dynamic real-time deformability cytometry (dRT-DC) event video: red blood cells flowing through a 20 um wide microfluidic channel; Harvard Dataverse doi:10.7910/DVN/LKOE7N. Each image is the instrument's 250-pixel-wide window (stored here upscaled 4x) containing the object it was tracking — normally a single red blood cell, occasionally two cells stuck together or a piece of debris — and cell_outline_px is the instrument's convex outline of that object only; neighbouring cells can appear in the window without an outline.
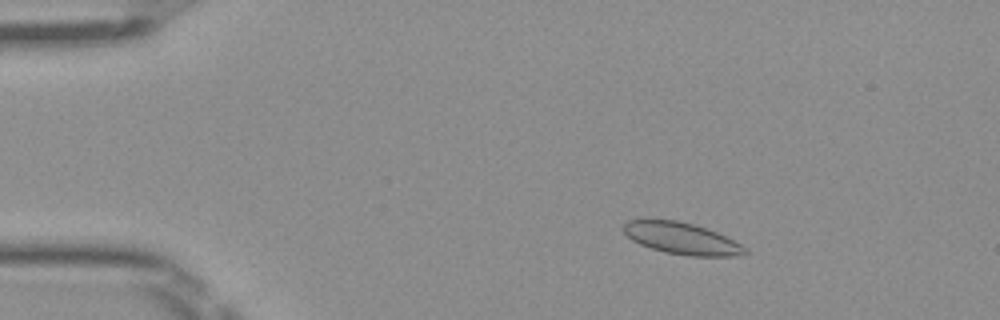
{"species": "Egyptian fruit bat (a non-hibernating species)", "species_latin": "Rousettus aegyptiacus", "temperature_condition": "room temperature", "stored_images_in_passage": 51, "camera_frame_rate_fps": 3000, "um_per_image_px": 0.085, "frame": {"image": 1, "passage_image": 9, "time_ms": 2.667, "image_size_px": [1000, 320], "cell_outline_px": [[748, 252], [732, 256], [688, 256], [664, 252], [640, 244], [632, 240], [620, 228], [628, 220], [644, 216], [648, 216], [680, 220], [716, 232], [740, 244]], "centroid_in_image_um": [57.79, 20.2], "position_along_channel_um": 27.2, "area_um2": 22.89}}
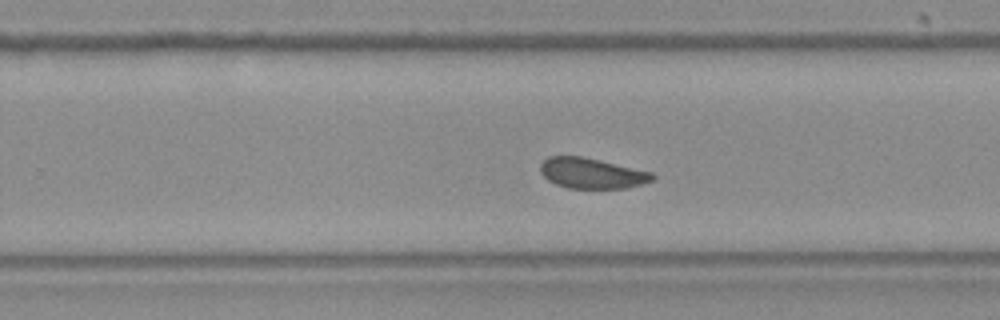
{"frame": {"image": 2, "passage_image": 33, "time_ms": 10.667, "image_size_px": [1000, 320], "cell_outline_px": [[656, 180], [628, 188], [568, 188], [556, 184], [548, 180], [540, 172], [540, 164], [548, 156], [580, 156], [652, 172], [656, 176]], "centroid_in_image_um": [50.32, 14.73], "position_along_channel_um": 279.5, "area_um2": 19.88}}
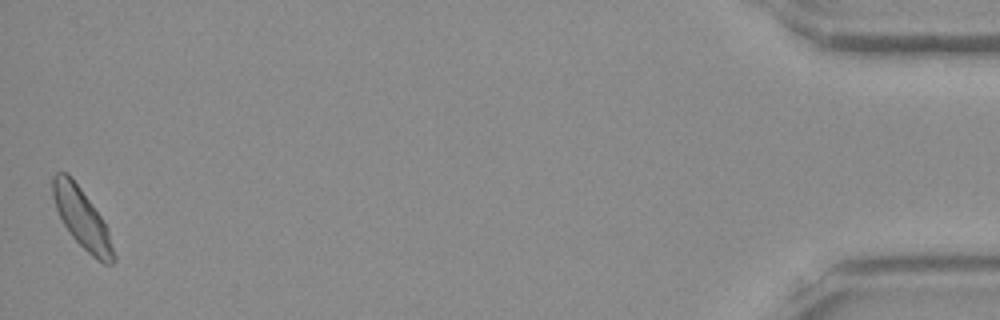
{"frame": {"image": 3, "passage_image": 51, "time_ms": 16.667, "image_size_px": [1000, 320], "cell_outline_px": [[116, 260], [112, 264], [104, 264], [96, 260], [72, 236], [64, 224], [56, 208], [52, 196], [52, 176], [56, 172], [68, 172], [72, 176], [100, 216], [108, 228], [116, 256]], "centroid_in_image_um": [6.98, 18.56], "position_along_channel_um": 428.2, "area_um2": 21.15}, "authors_computed_cell_mechanics": {"area_um2": 21.1548, "velocity_mm_per_s": 3.9952, "shape_relaxation_time_tau1_ms": 2.8117, "shape_relaxation_time_tau2_ms": null, "deformation_change_tau1": 0.0572, "deformation_change_tau2": null}}